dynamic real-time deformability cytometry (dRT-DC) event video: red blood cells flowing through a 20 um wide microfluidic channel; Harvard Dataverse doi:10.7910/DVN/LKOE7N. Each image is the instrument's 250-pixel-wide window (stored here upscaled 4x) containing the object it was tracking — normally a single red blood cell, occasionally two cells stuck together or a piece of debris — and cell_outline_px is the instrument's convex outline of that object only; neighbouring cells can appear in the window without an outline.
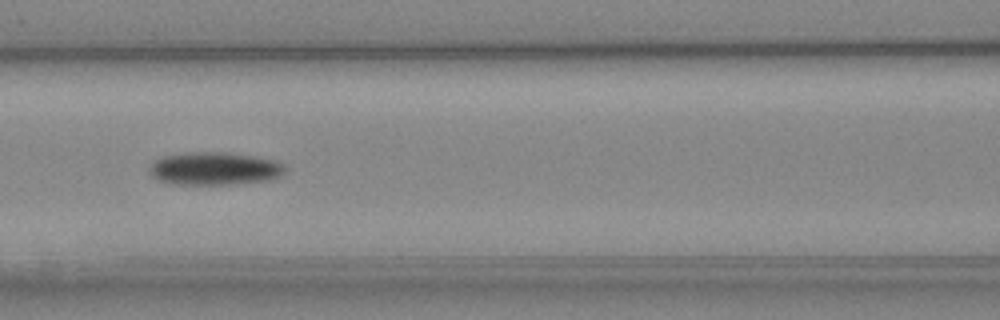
{"species": "Egyptian fruit bat (a non-hibernating species)", "species_latin": "Rousettus aegyptiacus", "temperature_condition": "cold", "stored_images_in_passage": 8, "camera_frame_rate_fps": 3000, "um_per_image_px": 0.085, "animal": {"sex": "female"}, "frame": {"image": 1, "passage_image": 6, "time_ms": 5.667, "image_size_px": [1000, 320], "cell_outline_px": [[288, 168], [280, 176], [272, 180], [236, 184], [168, 184], [152, 176], [148, 172], [148, 168], [156, 160], [164, 156], [184, 152], [232, 152], [256, 156], [276, 160], [284, 164]], "centroid_in_image_um": [18.28, 14.32], "position_along_channel_um": 148.3, "area_um2": 26.53}}
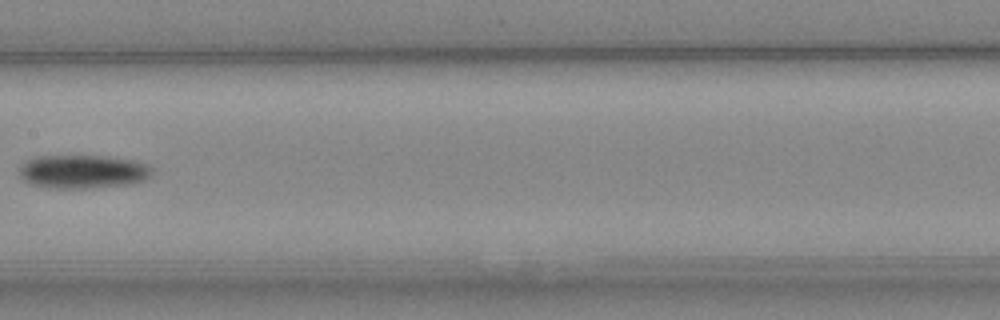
{"frame": {"image": 2, "passage_image": 7, "time_ms": 7.0, "image_size_px": [1000, 320], "cell_outline_px": [[156, 172], [152, 176], [144, 180], [128, 184], [92, 188], [44, 188], [32, 184], [24, 180], [20, 176], [20, 164], [36, 156], [108, 156], [136, 160], [148, 164]], "centroid_in_image_um": [7.09, 14.58], "position_along_channel_um": 200.3, "area_um2": 26.36}}
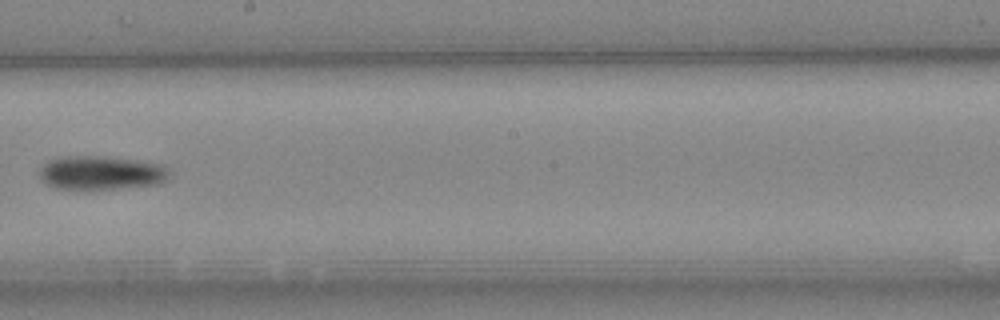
{"frame": {"image": 3, "passage_image": 8, "time_ms": 8.0, "image_size_px": [1000, 320], "cell_outline_px": [[168, 180], [160, 184], [84, 192], [56, 188], [44, 184], [40, 180], [40, 168], [48, 160], [64, 156], [104, 156], [140, 160], [164, 164], [168, 168]], "centroid_in_image_um": [8.58, 14.72], "position_along_channel_um": 239.6, "area_um2": 26.76}}